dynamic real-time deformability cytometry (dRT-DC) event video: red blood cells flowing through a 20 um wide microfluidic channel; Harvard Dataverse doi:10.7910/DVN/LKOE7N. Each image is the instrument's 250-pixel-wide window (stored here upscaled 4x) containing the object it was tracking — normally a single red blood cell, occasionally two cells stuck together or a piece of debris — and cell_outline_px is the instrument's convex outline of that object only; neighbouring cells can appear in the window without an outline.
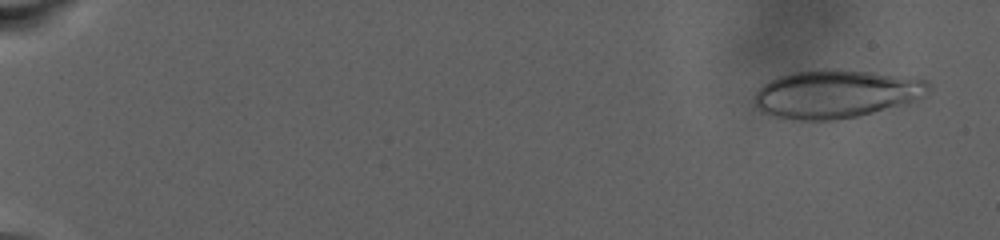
{"species": "human", "species_latin": "Homo sapiens", "temperature_condition": "warm", "stored_images_in_passage": 92, "camera_frame_rate_fps": 3000, "um_per_image_px": 0.085, "donor": {"sex": "male"}, "frame": {"image": 1, "passage_image": 5, "time_ms": 1.333, "image_size_px": [1000, 240], "cell_outline_px": [[932, 88], [924, 96], [904, 104], [856, 116], [836, 120], [796, 120], [776, 116], [764, 112], [756, 104], [756, 92], [768, 80], [780, 76], [796, 72], [832, 68], [836, 68], [872, 72], [928, 80], [932, 84]], "centroid_in_image_um": [71.11, 7.97], "position_along_channel_um": 13.9, "area_um2": 48.55}}
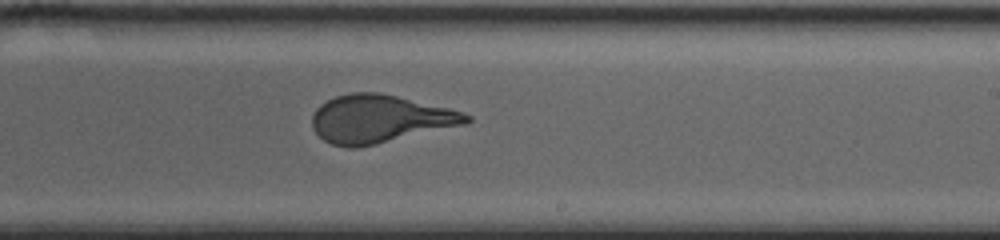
{"frame": {"image": 2, "passage_image": 60, "time_ms": 19.667, "image_size_px": [1000, 240], "cell_outline_px": [[472, 120], [468, 124], [376, 144], [356, 148], [348, 148], [332, 144], [324, 140], [312, 128], [312, 116], [316, 108], [320, 104], [336, 96], [352, 92], [380, 92], [448, 108], [464, 112], [472, 116]], "centroid_in_image_um": [32.29, 10.11], "position_along_channel_um": 256.7, "area_um2": 43.18}}
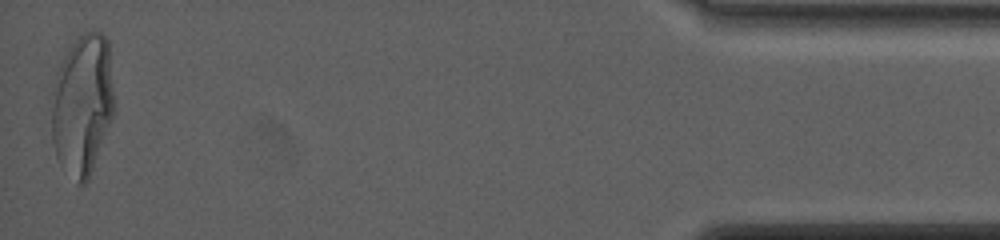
{"frame": {"image": 3, "passage_image": 91, "time_ms": 30.0, "image_size_px": [1000, 240], "cell_outline_px": [[116, 108], [112, 120], [88, 180], [80, 188], [76, 184], [56, 156], [52, 140], [52, 88], [56, 72], [68, 48], [84, 32], [100, 32], [108, 40]], "centroid_in_image_um": [7.02, 8.9], "position_along_channel_um": 428.2, "area_um2": 51.96}}